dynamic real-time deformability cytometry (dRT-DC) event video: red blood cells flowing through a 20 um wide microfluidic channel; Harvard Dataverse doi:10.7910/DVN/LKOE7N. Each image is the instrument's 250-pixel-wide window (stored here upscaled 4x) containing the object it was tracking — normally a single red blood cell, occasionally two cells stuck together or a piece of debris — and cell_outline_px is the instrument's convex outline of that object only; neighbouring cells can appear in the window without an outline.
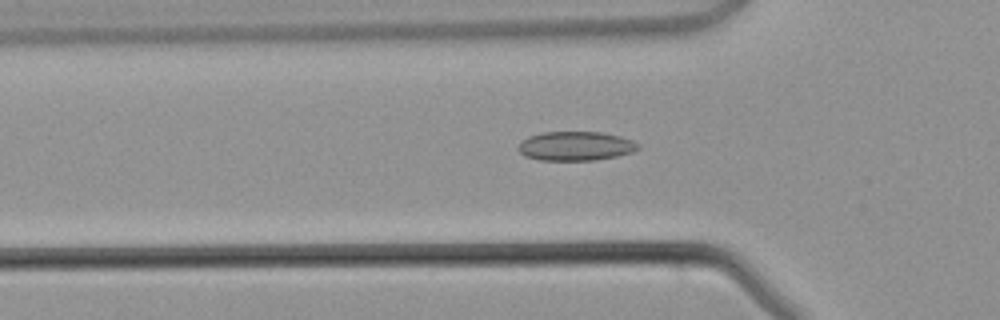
{"species": "common noctule bat (a hibernating species)", "species_latin": "Nyctalus noctula", "temperature_condition": "warm", "stored_images_in_passage": 33, "camera_frame_rate_fps": 3000, "um_per_image_px": 0.085, "animal": {"sex": "male", "body_mass_g": 21.5, "forearm_length_mm": 52.0}, "frame": {"image": 1, "passage_image": 8, "time_ms": 2.333, "image_size_px": [1000, 320], "cell_outline_px": [[640, 148], [632, 152], [616, 156], [596, 160], [540, 160], [524, 156], [516, 148], [528, 136], [544, 132], [604, 132], [620, 136], [632, 140], [640, 144]], "centroid_in_image_um": [48.94, 12.41], "position_along_channel_um": 76.9, "area_um2": 20.4}}
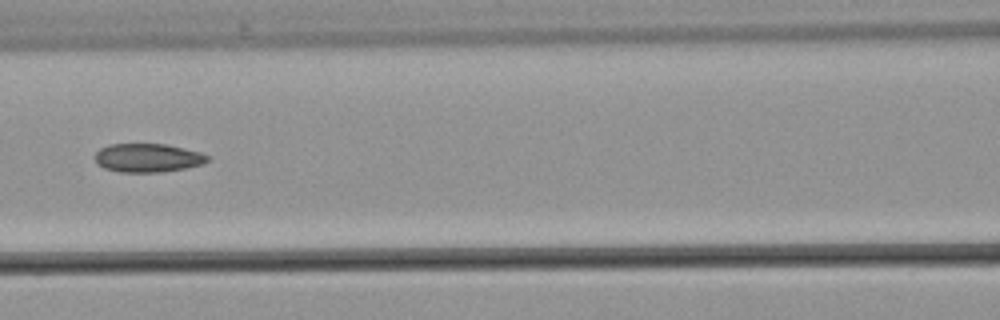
{"frame": {"image": 2, "passage_image": 13, "time_ms": 4.0, "image_size_px": [1000, 320], "cell_outline_px": [[208, 160], [200, 164], [184, 168], [160, 172], [120, 172], [104, 168], [96, 164], [96, 152], [100, 148], [108, 144], [168, 144], [200, 152], [208, 156]], "centroid_in_image_um": [12.52, 13.41], "position_along_channel_um": 154.1, "area_um2": 18.67}}
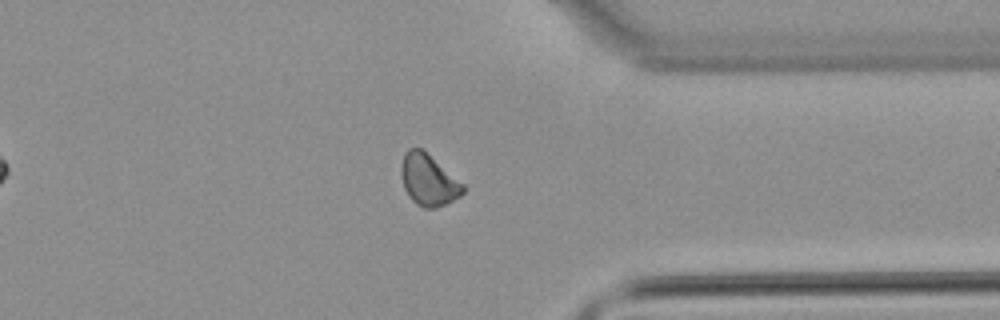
{"frame": {"image": 3, "passage_image": 28, "time_ms": 9.0, "image_size_px": [1000, 320], "cell_outline_px": [[464, 192], [460, 196], [436, 208], [424, 208], [416, 204], [408, 196], [404, 188], [400, 172], [400, 164], [404, 152], [408, 148], [424, 148], [464, 184]], "centroid_in_image_um": [36.4, 15.26], "position_along_channel_um": 375.0, "area_um2": 18.9}}